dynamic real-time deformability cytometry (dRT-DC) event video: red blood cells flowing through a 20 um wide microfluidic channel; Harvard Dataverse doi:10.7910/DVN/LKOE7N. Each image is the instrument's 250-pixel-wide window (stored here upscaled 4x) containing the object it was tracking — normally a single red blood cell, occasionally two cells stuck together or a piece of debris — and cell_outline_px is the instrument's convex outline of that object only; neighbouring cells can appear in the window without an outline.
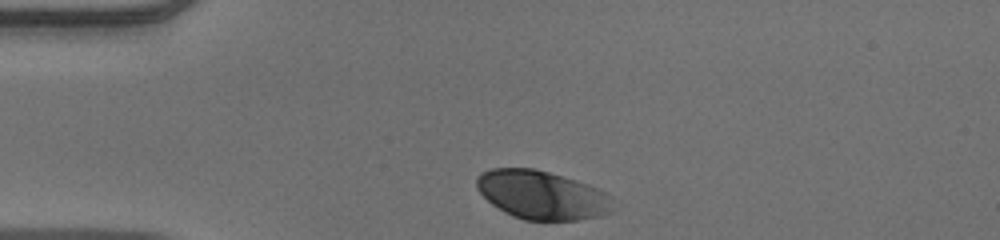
{"species": "human", "species_latin": "Homo sapiens", "temperature_condition": "warm", "stored_images_in_passage": 31, "camera_frame_rate_fps": 3000, "um_per_image_px": 0.085, "donor": {"sex": "male"}, "frame": {"image": 1, "passage_image": 1, "time_ms": 0.0, "image_size_px": [1000, 240], "cell_outline_px": [[620, 204], [612, 212], [600, 216], [576, 220], [524, 220], [512, 216], [504, 212], [492, 204], [476, 188], [476, 176], [480, 172], [492, 168], [532, 168], [548, 172], [576, 180], [588, 184], [612, 196]], "centroid_in_image_um": [46.12, 16.58], "position_along_channel_um": 38.9, "area_um2": 39.13}}
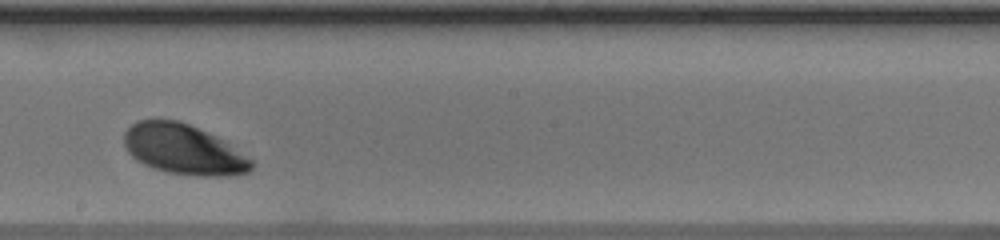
{"frame": {"image": 2, "passage_image": 19, "time_ms": 6.0, "image_size_px": [1000, 240], "cell_outline_px": [[252, 168], [248, 172], [228, 176], [200, 176], [168, 172], [152, 168], [136, 160], [128, 152], [124, 144], [124, 132], [136, 120], [176, 120], [188, 124], [216, 136], [252, 160]], "centroid_in_image_um": [15.56, 12.71], "position_along_channel_um": 232.6, "area_um2": 36.82}}
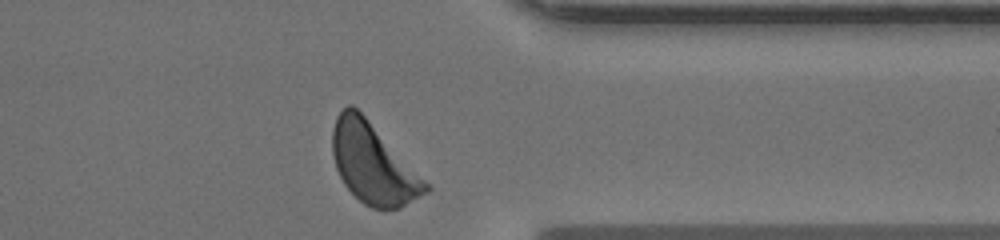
{"frame": {"image": 3, "passage_image": 31, "time_ms": 10.0, "image_size_px": [1000, 240], "cell_outline_px": [[432, 188], [428, 192], [400, 208], [372, 208], [364, 204], [344, 184], [336, 168], [332, 152], [332, 132], [336, 116], [348, 104], [352, 104], [364, 116]], "centroid_in_image_um": [31.68, 13.92], "position_along_channel_um": 379.7, "area_um2": 42.43}, "authors_computed_cell_mechanics": {"area_um2": 38.9572, "velocity_mm_per_s": 3.8344, "shape_relaxation_time_tau1_ms": 1.0516, "shape_relaxation_time_tau2_ms": 6.4997, "deformation_change_tau1": 0.1246, "deformation_change_tau2": 0.1877}}